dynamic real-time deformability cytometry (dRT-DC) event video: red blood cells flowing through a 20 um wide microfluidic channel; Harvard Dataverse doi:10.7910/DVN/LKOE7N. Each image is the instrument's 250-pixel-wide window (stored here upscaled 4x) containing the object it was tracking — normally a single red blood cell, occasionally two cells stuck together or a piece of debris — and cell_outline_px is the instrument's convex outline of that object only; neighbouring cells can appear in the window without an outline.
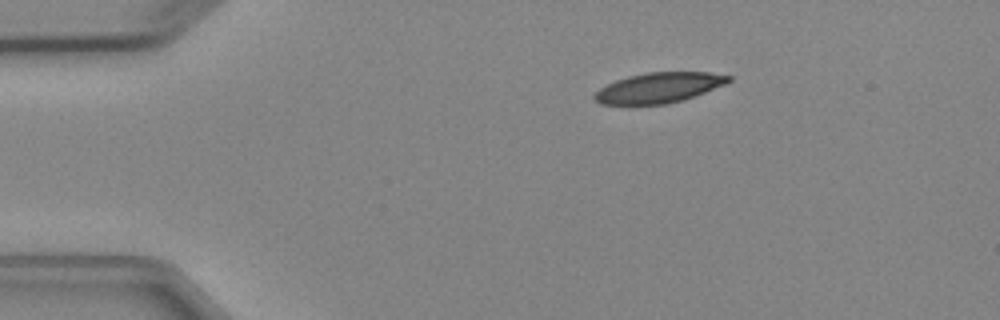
{"species": "Egyptian fruit bat (a non-hibernating species)", "species_latin": "Rousettus aegyptiacus", "temperature_condition": "cold", "stored_images_in_passage": 5, "camera_frame_rate_fps": 3000, "um_per_image_px": 0.085, "animal": {"sex": "female"}, "frame": {"image": 1, "passage_image": 1, "time_ms": 0.0, "image_size_px": [1000, 320], "cell_outline_px": [[732, 80], [728, 84], [668, 104], [600, 104], [592, 100], [592, 96], [600, 88], [616, 80], [628, 76], [644, 72], [708, 72], [732, 76]], "centroid_in_image_um": [56.0, 7.44], "position_along_channel_um": 29.0, "area_um2": 23.64}}
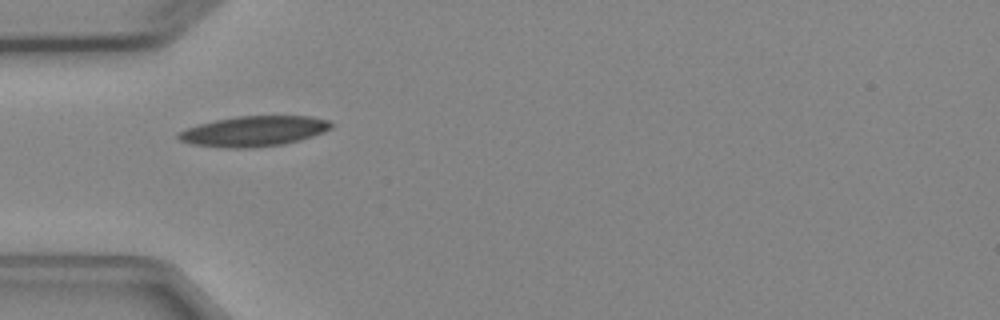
{"frame": {"image": 2, "passage_image": 2, "time_ms": 2.333, "image_size_px": [1000, 320], "cell_outline_px": [[332, 128], [324, 132], [300, 140], [284, 144], [244, 148], [224, 148], [192, 144], [180, 140], [176, 136], [176, 132], [200, 124], [216, 120], [236, 116], [312, 116], [328, 120], [332, 124]], "centroid_in_image_um": [21.58, 11.15], "position_along_channel_um": 63.4, "area_um2": 26.93}}